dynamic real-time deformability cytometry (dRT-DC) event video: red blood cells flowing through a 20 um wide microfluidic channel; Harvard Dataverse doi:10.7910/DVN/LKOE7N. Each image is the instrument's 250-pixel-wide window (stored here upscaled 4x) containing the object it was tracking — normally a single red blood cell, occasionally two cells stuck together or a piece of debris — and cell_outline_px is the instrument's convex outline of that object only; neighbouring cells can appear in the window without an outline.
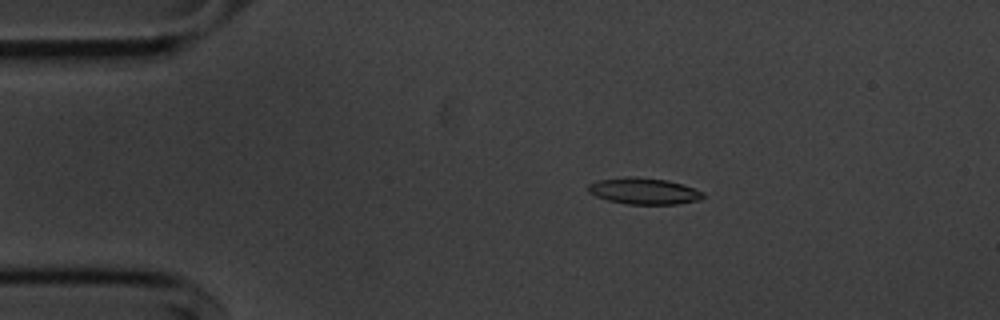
{"species": "common noctule bat (a hibernating species)", "species_latin": "Nyctalus noctula", "temperature_condition": "cold", "stored_images_in_passage": 55, "camera_frame_rate_fps": 3000, "um_per_image_px": 0.085, "animal": {"sex": "male", "body_mass_g": 20.1, "forearm_length_mm": 53.5}, "frame": {"image": 1, "passage_image": 10, "time_ms": 3.0, "image_size_px": [1000, 320], "cell_outline_px": [[704, 196], [700, 200], [676, 204], [628, 204], [608, 200], [596, 196], [588, 192], [588, 184], [596, 180], [628, 176], [632, 176], [668, 180], [684, 184], [704, 192]], "centroid_in_image_um": [54.73, 16.23], "position_along_channel_um": 30.3, "area_um2": 17.8}}
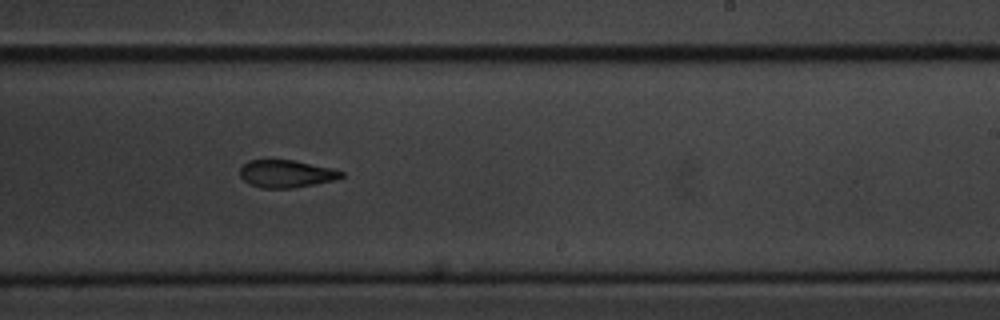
{"frame": {"image": 2, "passage_image": 33, "time_ms": 10.667, "image_size_px": [1000, 320], "cell_outline_px": [[344, 176], [332, 180], [292, 188], [260, 188], [248, 184], [240, 176], [240, 168], [248, 160], [292, 160], [332, 168], [344, 172]], "centroid_in_image_um": [24.29, 14.77], "position_along_channel_um": 264.7, "area_um2": 16.13}}
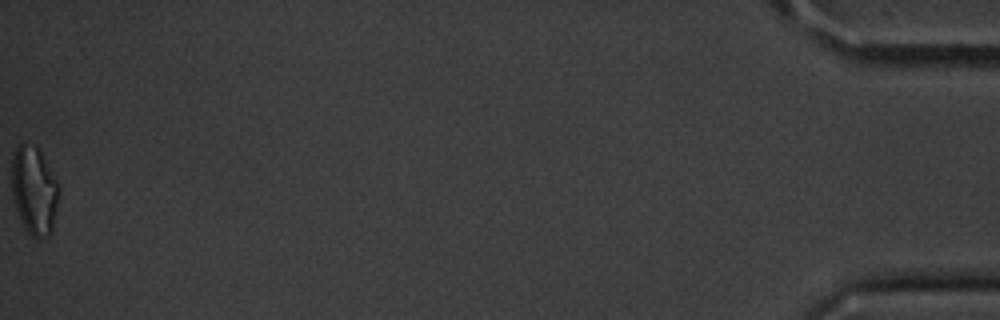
{"frame": {"image": 3, "passage_image": 55, "time_ms": 18.0, "image_size_px": [1000, 320], "cell_outline_px": [[60, 188], [52, 232], [48, 236], [36, 240], [24, 228], [16, 208], [12, 192], [12, 156], [16, 148], [20, 144], [24, 144], [36, 148], [40, 152], [56, 180]], "centroid_in_image_um": [2.91, 16.26], "position_along_channel_um": 432.3, "area_um2": 23.93}, "authors_computed_cell_mechanics": {"area_um2": 17.5134, "velocity_mm_per_s": 3.6525, "shape_relaxation_time_tau1_ms": 2.3007, "shape_relaxation_time_tau2_ms": 8.2843, "deformation_change_tau1": 0.1588, "deformation_change_tau2": 0.1885}}